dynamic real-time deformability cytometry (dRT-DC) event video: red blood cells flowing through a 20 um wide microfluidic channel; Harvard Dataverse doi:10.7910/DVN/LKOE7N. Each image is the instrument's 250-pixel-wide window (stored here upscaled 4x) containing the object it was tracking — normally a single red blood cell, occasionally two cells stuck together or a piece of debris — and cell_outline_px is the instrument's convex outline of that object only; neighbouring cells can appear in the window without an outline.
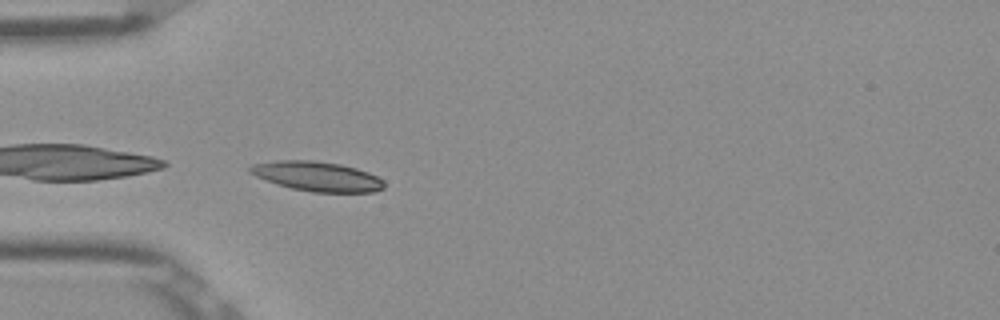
{"species": "Egyptian fruit bat (a non-hibernating species)", "species_latin": "Rousettus aegyptiacus", "temperature_condition": "room temperature", "stored_images_in_passage": 38, "camera_frame_rate_fps": 3000, "um_per_image_px": 0.085, "frame": {"image": 1, "passage_image": 1, "time_ms": 0.0, "image_size_px": [1000, 320], "cell_outline_px": [[384, 188], [376, 192], [312, 192], [292, 188], [256, 176], [248, 172], [248, 168], [252, 164], [276, 160], [316, 160], [340, 164], [356, 168], [368, 172], [384, 180]], "centroid_in_image_um": [26.98, 14.98], "position_along_channel_um": 58.0, "area_um2": 23.12}}
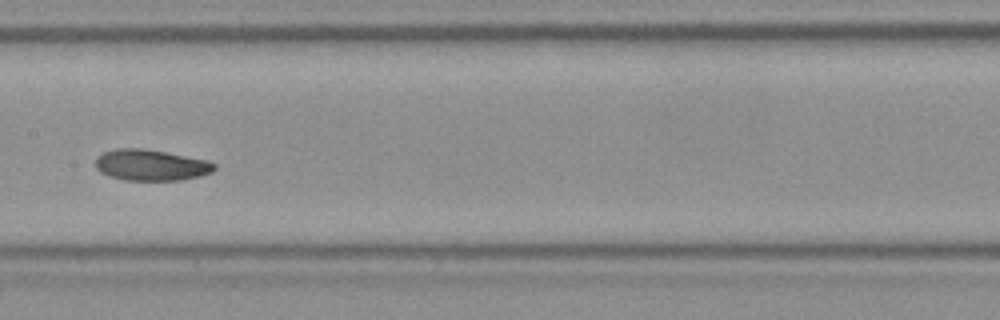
{"frame": {"image": 2, "passage_image": 12, "time_ms": 3.667, "image_size_px": [1000, 320], "cell_outline_px": [[216, 168], [212, 172], [200, 176], [180, 180], [124, 180], [100, 172], [96, 168], [96, 156], [104, 152], [116, 148], [140, 148], [164, 152], [208, 160], [216, 164]], "centroid_in_image_um": [12.84, 14.03], "position_along_channel_um": 194.6, "area_um2": 21.44}}
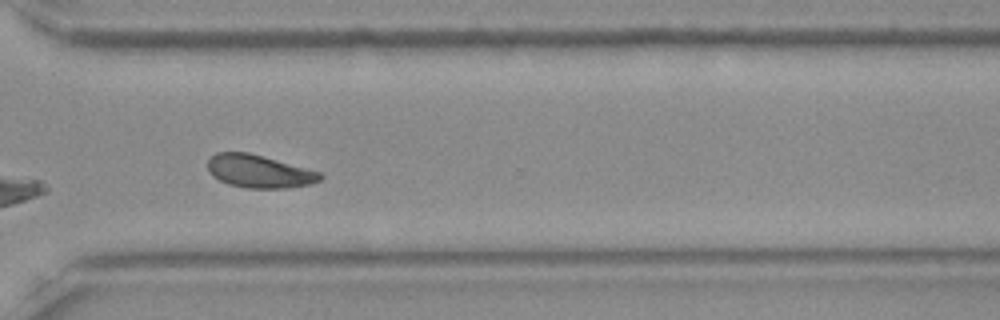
{"frame": {"image": 3, "passage_image": 24, "time_ms": 7.667, "image_size_px": [1000, 320], "cell_outline_px": [[324, 176], [320, 180], [312, 184], [284, 188], [244, 188], [228, 184], [212, 176], [208, 172], [208, 160], [216, 152], [248, 152], [320, 172]], "centroid_in_image_um": [22.0, 14.57], "position_along_channel_um": 348.6, "area_um2": 21.5}, "authors_computed_cell_mechanics": {"area_um2": 21.5594, "velocity_mm_per_s": 3.8585, "shape_relaxation_time_tau1_ms": 2.5541, "shape_relaxation_time_tau2_ms": null, "deformation_change_tau1": 0.0922, "deformation_change_tau2": null}}